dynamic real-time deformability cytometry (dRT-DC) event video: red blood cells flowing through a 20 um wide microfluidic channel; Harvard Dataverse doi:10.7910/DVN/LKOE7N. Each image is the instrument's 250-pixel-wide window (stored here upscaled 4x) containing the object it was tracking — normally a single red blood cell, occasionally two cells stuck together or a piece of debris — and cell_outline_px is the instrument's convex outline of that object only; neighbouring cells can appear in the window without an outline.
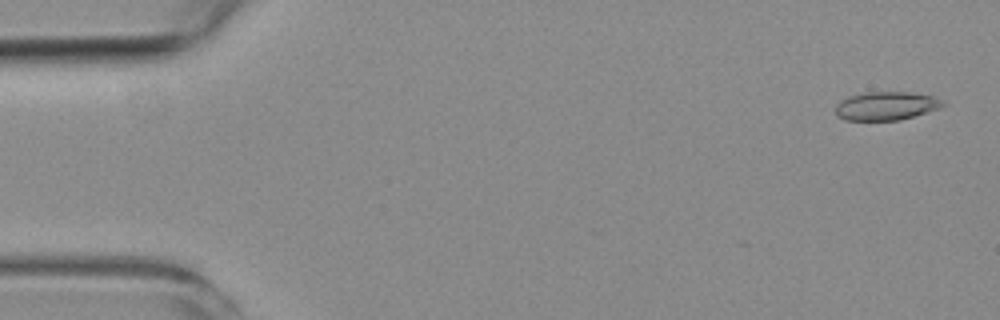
{"species": "common noctule bat (a hibernating species)", "species_latin": "Nyctalus noctula", "temperature_condition": "room temperature", "stored_images_in_passage": 5, "camera_frame_rate_fps": 3000, "um_per_image_px": 0.085, "animal": {"sex": "female", "body_mass_g": 19.3, "forearm_length_mm": 54.1}, "frame": {"image": 1, "passage_image": 1, "time_ms": 0.0, "image_size_px": [1000, 320], "cell_outline_px": [[944, 104], [936, 108], [900, 120], [848, 120], [836, 116], [836, 104], [840, 100], [848, 96], [864, 92], [908, 92], [932, 96], [944, 100]], "centroid_in_image_um": [75.25, 8.99], "position_along_channel_um": 9.7, "area_um2": 17.57}}
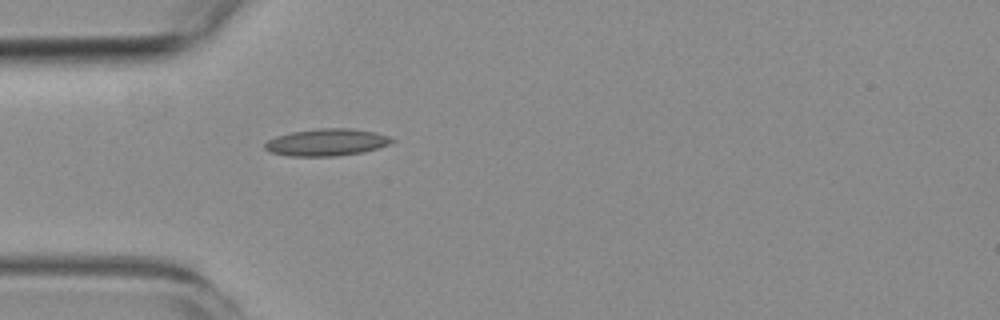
{"frame": {"image": 2, "passage_image": 5, "time_ms": 4.667, "image_size_px": [1000, 320], "cell_outline_px": [[396, 140], [388, 144], [364, 152], [336, 156], [288, 156], [272, 152], [264, 148], [264, 144], [268, 140], [276, 136], [292, 132], [316, 128], [352, 128], [372, 132], [388, 136]], "centroid_in_image_um": [27.74, 12.09], "position_along_channel_um": 57.3, "area_um2": 19.94}}